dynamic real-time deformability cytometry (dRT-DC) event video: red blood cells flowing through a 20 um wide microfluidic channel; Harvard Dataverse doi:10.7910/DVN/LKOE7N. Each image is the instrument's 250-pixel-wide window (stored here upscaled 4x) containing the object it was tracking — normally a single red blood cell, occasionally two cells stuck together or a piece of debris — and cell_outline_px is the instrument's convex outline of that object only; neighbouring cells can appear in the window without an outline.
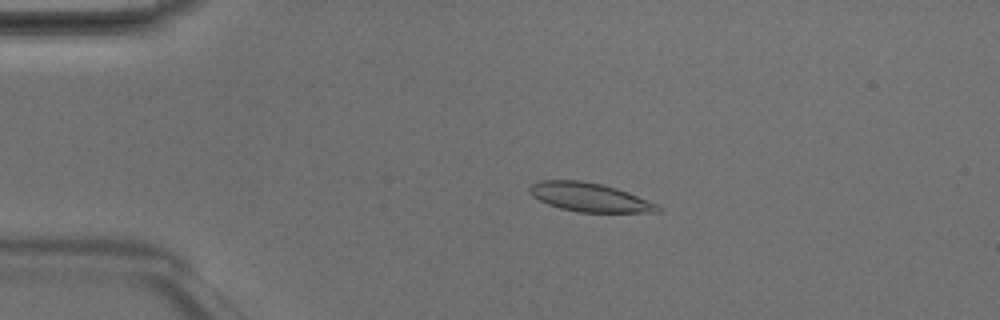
{"species": "Egyptian fruit bat (a non-hibernating species)", "species_latin": "Rousettus aegyptiacus", "temperature_condition": "room temperature", "stored_images_in_passage": 5, "camera_frame_rate_fps": 3000, "um_per_image_px": 0.085, "animal": {"sex": "male"}, "frame": {"image": 1, "passage_image": 2, "time_ms": 0.333, "image_size_px": [1000, 320], "cell_outline_px": [[664, 208], [660, 212], [580, 212], [560, 208], [548, 204], [532, 196], [528, 192], [528, 188], [532, 184], [540, 180], [580, 180], [604, 184], [628, 192], [660, 204]], "centroid_in_image_um": [50.16, 16.76], "position_along_channel_um": 34.8, "area_um2": 21.73}}
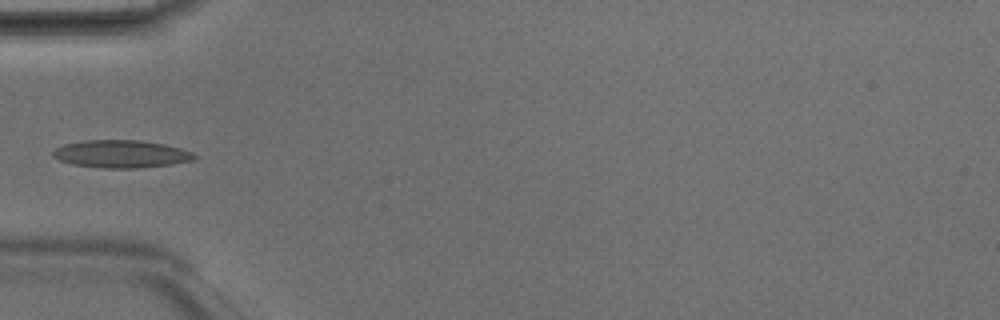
{"frame": {"image": 2, "passage_image": 3, "time_ms": 0.667, "image_size_px": [1000, 320], "cell_outline_px": [[196, 156], [192, 160], [172, 164], [140, 168], [100, 168], [72, 164], [60, 160], [52, 156], [52, 152], [56, 148], [64, 144], [84, 140], [140, 140], [164, 144], [180, 148], [192, 152]], "centroid_in_image_um": [10.28, 13.09], "position_along_channel_um": 74.7, "area_um2": 22.77}}
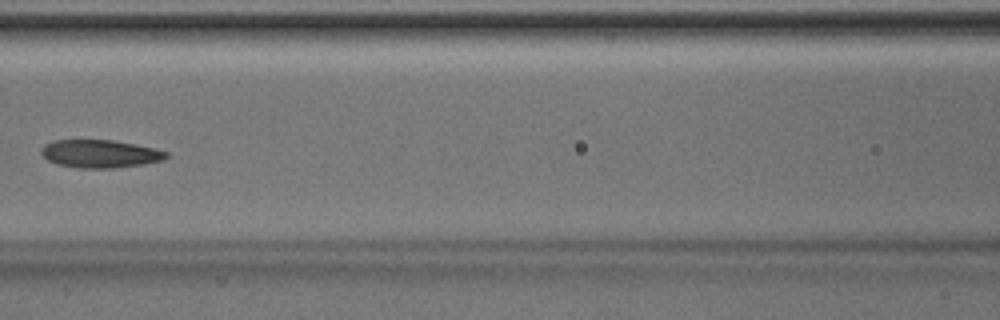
{"frame": {"image": 3, "passage_image": 5, "time_ms": 1.333, "image_size_px": [1000, 320], "cell_outline_px": [[168, 156], [164, 160], [144, 164], [112, 168], [84, 168], [56, 164], [48, 160], [40, 152], [40, 148], [44, 144], [52, 140], [112, 140], [136, 144], [168, 152]], "centroid_in_image_um": [8.49, 13.06], "position_along_channel_um": 158.1, "area_um2": 20.35}}